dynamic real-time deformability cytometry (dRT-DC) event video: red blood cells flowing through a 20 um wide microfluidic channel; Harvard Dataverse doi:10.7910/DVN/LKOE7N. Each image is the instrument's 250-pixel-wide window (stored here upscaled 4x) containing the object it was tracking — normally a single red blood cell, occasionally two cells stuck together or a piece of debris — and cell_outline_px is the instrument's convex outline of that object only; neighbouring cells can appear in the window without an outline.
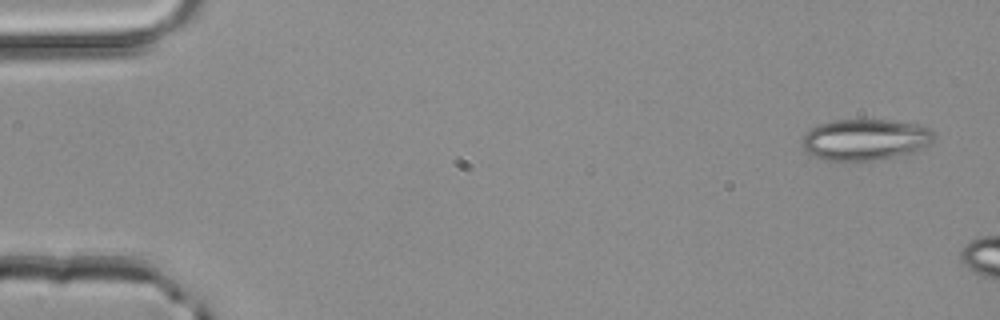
{"species": "common noctule bat (a hibernating species)", "species_latin": "Nyctalus noctula", "temperature_condition": "room temperature", "stored_images_in_passage": 2, "camera_frame_rate_fps": 3000, "um_per_image_px": 0.085, "animal": {"sex": "male", "body_mass_g": 20.4}, "frame": {"image": 1, "passage_image": 1, "time_ms": 0.0, "image_size_px": [1000, 320], "cell_outline_px": [[936, 136], [924, 148], [912, 152], [876, 160], [824, 160], [812, 156], [804, 152], [800, 144], [800, 140], [804, 132], [820, 124], [836, 120], [888, 120], [920, 124], [928, 128]], "centroid_in_image_um": [73.48, 11.86], "position_along_channel_um": 11.5, "area_um2": 31.85}}